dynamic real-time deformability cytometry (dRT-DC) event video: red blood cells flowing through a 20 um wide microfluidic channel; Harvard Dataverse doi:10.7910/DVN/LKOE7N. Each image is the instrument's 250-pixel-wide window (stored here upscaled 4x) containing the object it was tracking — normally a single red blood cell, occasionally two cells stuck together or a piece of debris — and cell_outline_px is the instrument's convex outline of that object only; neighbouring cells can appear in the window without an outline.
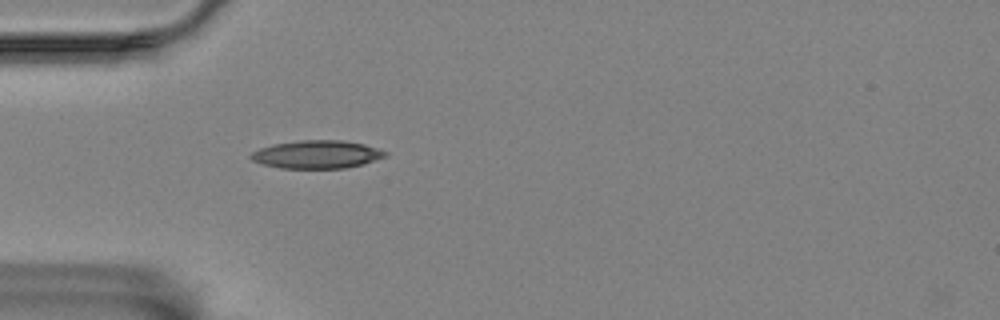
{"species": "Egyptian fruit bat (a non-hibernating species)", "species_latin": "Rousettus aegyptiacus", "temperature_condition": "room temperature", "stored_images_in_passage": 41, "camera_frame_rate_fps": 3000, "um_per_image_px": 0.085, "animal": {"sex": "female"}, "frame": {"image": 1, "passage_image": 1, "time_ms": 0.0, "image_size_px": [1000, 320], "cell_outline_px": [[388, 152], [384, 156], [360, 164], [344, 168], [280, 168], [264, 164], [252, 160], [248, 156], [252, 152], [260, 148], [272, 144], [300, 140], [340, 140], [364, 144]], "centroid_in_image_um": [26.87, 13.11], "position_along_channel_um": 58.1, "area_um2": 21.62}}
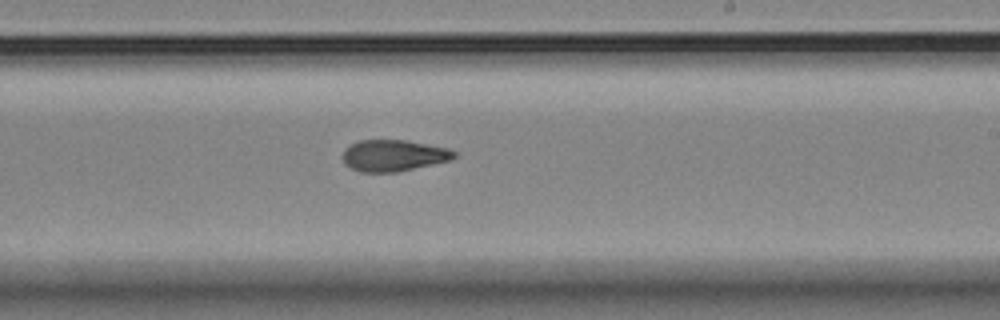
{"frame": {"image": 2, "passage_image": 18, "time_ms": 5.667, "image_size_px": [1000, 320], "cell_outline_px": [[456, 156], [448, 160], [432, 164], [396, 172], [360, 172], [344, 164], [344, 152], [352, 144], [360, 140], [404, 140], [448, 148], [456, 152]], "centroid_in_image_um": [33.45, 13.22], "position_along_channel_um": 255.6, "area_um2": 20.0}}
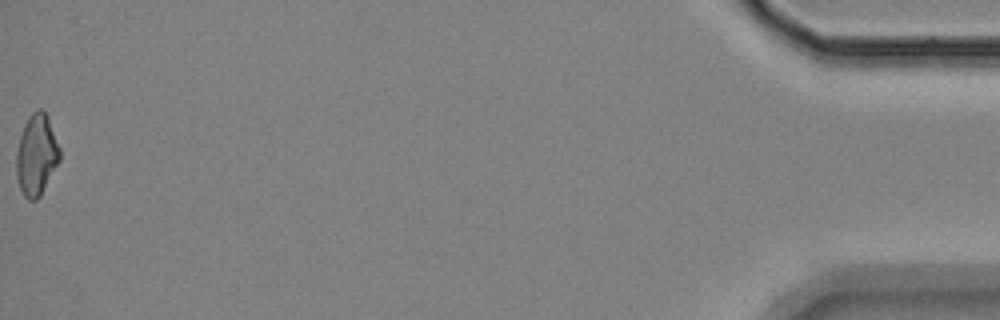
{"frame": {"image": 3, "passage_image": 41, "time_ms": 13.333, "image_size_px": [1000, 320], "cell_outline_px": [[60, 160], [40, 196], [36, 200], [28, 200], [24, 196], [20, 188], [16, 176], [16, 152], [20, 136], [24, 124], [28, 116], [36, 108], [44, 108], [48, 116], [60, 148]], "centroid_in_image_um": [3.1, 13.13], "position_along_channel_um": 432.1, "area_um2": 20.75}, "authors_computed_cell_mechanics": {"area_um2": 20.4612, "velocity_mm_per_s": 3.5378, "shape_relaxation_time_tau1_ms": null, "shape_relaxation_time_tau2_ms": 3.6496, "deformation_change_tau1": null, "deformation_change_tau2": 0.1162}}